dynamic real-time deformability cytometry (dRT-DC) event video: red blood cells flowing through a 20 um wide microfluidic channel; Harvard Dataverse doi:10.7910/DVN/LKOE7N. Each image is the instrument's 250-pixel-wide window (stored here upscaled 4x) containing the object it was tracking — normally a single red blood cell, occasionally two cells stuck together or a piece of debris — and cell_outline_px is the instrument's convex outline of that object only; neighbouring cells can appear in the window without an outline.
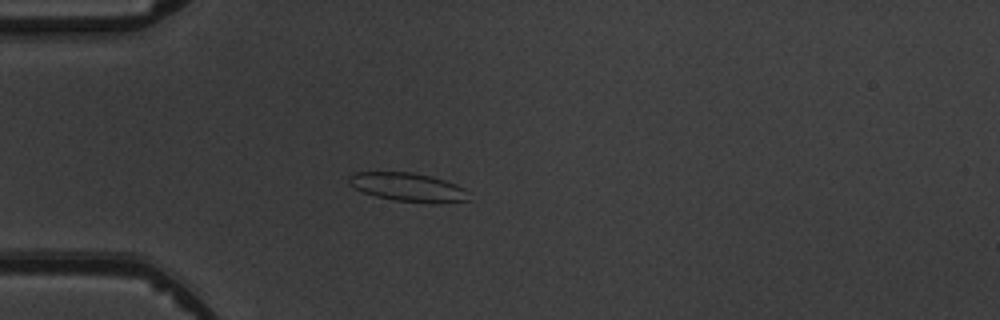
{"species": "common noctule bat (a hibernating species)", "species_latin": "Nyctalus noctula", "temperature_condition": "warm", "stored_images_in_passage": 4, "camera_frame_rate_fps": 3000, "um_per_image_px": 0.085, "animal": {"sex": "male", "body_mass_g": 19.5, "forearm_length_mm": 54.6}, "frame": {"image": 1, "passage_image": 4, "time_ms": 3.667, "image_size_px": [1000, 320], "cell_outline_px": [[472, 200], [432, 204], [396, 200], [376, 196], [364, 192], [348, 184], [348, 176], [352, 172], [412, 172], [432, 176], [456, 184], [464, 188], [468, 192]], "centroid_in_image_um": [34.72, 15.91], "position_along_channel_um": 50.3, "area_um2": 20.23}}